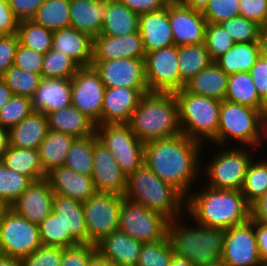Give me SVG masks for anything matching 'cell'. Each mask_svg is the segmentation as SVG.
Returning a JSON list of instances; mask_svg holds the SVG:
<instances>
[{
    "label": "cell",
    "mask_w": 267,
    "mask_h": 266,
    "mask_svg": "<svg viewBox=\"0 0 267 266\" xmlns=\"http://www.w3.org/2000/svg\"><path fill=\"white\" fill-rule=\"evenodd\" d=\"M13 95L32 98L43 78L41 74L32 73L11 65L1 78Z\"/></svg>",
    "instance_id": "7bdbcfd3"
},
{
    "label": "cell",
    "mask_w": 267,
    "mask_h": 266,
    "mask_svg": "<svg viewBox=\"0 0 267 266\" xmlns=\"http://www.w3.org/2000/svg\"><path fill=\"white\" fill-rule=\"evenodd\" d=\"M265 119L267 120V110H266V112H265Z\"/></svg>",
    "instance_id": "09005b40"
},
{
    "label": "cell",
    "mask_w": 267,
    "mask_h": 266,
    "mask_svg": "<svg viewBox=\"0 0 267 266\" xmlns=\"http://www.w3.org/2000/svg\"><path fill=\"white\" fill-rule=\"evenodd\" d=\"M139 14L116 0H105V17L100 35L119 37L139 32Z\"/></svg>",
    "instance_id": "f546056e"
},
{
    "label": "cell",
    "mask_w": 267,
    "mask_h": 266,
    "mask_svg": "<svg viewBox=\"0 0 267 266\" xmlns=\"http://www.w3.org/2000/svg\"><path fill=\"white\" fill-rule=\"evenodd\" d=\"M105 88L99 74L92 66L80 67L71 78L72 105L96 125H101Z\"/></svg>",
    "instance_id": "5bb4252c"
},
{
    "label": "cell",
    "mask_w": 267,
    "mask_h": 266,
    "mask_svg": "<svg viewBox=\"0 0 267 266\" xmlns=\"http://www.w3.org/2000/svg\"><path fill=\"white\" fill-rule=\"evenodd\" d=\"M183 222L181 216L169 222L168 236L175 253L196 266H210L221 261L225 230Z\"/></svg>",
    "instance_id": "277c9868"
},
{
    "label": "cell",
    "mask_w": 267,
    "mask_h": 266,
    "mask_svg": "<svg viewBox=\"0 0 267 266\" xmlns=\"http://www.w3.org/2000/svg\"><path fill=\"white\" fill-rule=\"evenodd\" d=\"M0 266H23L22 261L11 256L0 254Z\"/></svg>",
    "instance_id": "2644e50d"
},
{
    "label": "cell",
    "mask_w": 267,
    "mask_h": 266,
    "mask_svg": "<svg viewBox=\"0 0 267 266\" xmlns=\"http://www.w3.org/2000/svg\"><path fill=\"white\" fill-rule=\"evenodd\" d=\"M142 244L117 230L97 243L96 249L114 266H137Z\"/></svg>",
    "instance_id": "d4e9b609"
},
{
    "label": "cell",
    "mask_w": 267,
    "mask_h": 266,
    "mask_svg": "<svg viewBox=\"0 0 267 266\" xmlns=\"http://www.w3.org/2000/svg\"><path fill=\"white\" fill-rule=\"evenodd\" d=\"M235 43L259 42L260 25L243 16H236L221 22Z\"/></svg>",
    "instance_id": "681fc988"
},
{
    "label": "cell",
    "mask_w": 267,
    "mask_h": 266,
    "mask_svg": "<svg viewBox=\"0 0 267 266\" xmlns=\"http://www.w3.org/2000/svg\"><path fill=\"white\" fill-rule=\"evenodd\" d=\"M46 179L55 194L80 202L87 201L97 193L91 176L77 173L64 165L54 168Z\"/></svg>",
    "instance_id": "7402d4cb"
},
{
    "label": "cell",
    "mask_w": 267,
    "mask_h": 266,
    "mask_svg": "<svg viewBox=\"0 0 267 266\" xmlns=\"http://www.w3.org/2000/svg\"><path fill=\"white\" fill-rule=\"evenodd\" d=\"M91 66L106 88H148L144 58L92 61Z\"/></svg>",
    "instance_id": "2e32d148"
},
{
    "label": "cell",
    "mask_w": 267,
    "mask_h": 266,
    "mask_svg": "<svg viewBox=\"0 0 267 266\" xmlns=\"http://www.w3.org/2000/svg\"><path fill=\"white\" fill-rule=\"evenodd\" d=\"M124 196L99 193L82 202L88 244L96 245L119 228V217Z\"/></svg>",
    "instance_id": "7c38bea8"
},
{
    "label": "cell",
    "mask_w": 267,
    "mask_h": 266,
    "mask_svg": "<svg viewBox=\"0 0 267 266\" xmlns=\"http://www.w3.org/2000/svg\"><path fill=\"white\" fill-rule=\"evenodd\" d=\"M54 195L46 178L31 182L10 208L38 225L53 211Z\"/></svg>",
    "instance_id": "d6986e66"
},
{
    "label": "cell",
    "mask_w": 267,
    "mask_h": 266,
    "mask_svg": "<svg viewBox=\"0 0 267 266\" xmlns=\"http://www.w3.org/2000/svg\"><path fill=\"white\" fill-rule=\"evenodd\" d=\"M265 140H267V120L264 118L262 120L261 141H260L259 148L263 146L262 145L263 143H266L264 142Z\"/></svg>",
    "instance_id": "753ad0ef"
},
{
    "label": "cell",
    "mask_w": 267,
    "mask_h": 266,
    "mask_svg": "<svg viewBox=\"0 0 267 266\" xmlns=\"http://www.w3.org/2000/svg\"><path fill=\"white\" fill-rule=\"evenodd\" d=\"M105 0H70V27L91 35L101 33Z\"/></svg>",
    "instance_id": "83f0119b"
},
{
    "label": "cell",
    "mask_w": 267,
    "mask_h": 266,
    "mask_svg": "<svg viewBox=\"0 0 267 266\" xmlns=\"http://www.w3.org/2000/svg\"><path fill=\"white\" fill-rule=\"evenodd\" d=\"M261 266H267V262H263Z\"/></svg>",
    "instance_id": "b9fcfbb0"
},
{
    "label": "cell",
    "mask_w": 267,
    "mask_h": 266,
    "mask_svg": "<svg viewBox=\"0 0 267 266\" xmlns=\"http://www.w3.org/2000/svg\"><path fill=\"white\" fill-rule=\"evenodd\" d=\"M31 180L5 167L0 161V198L9 206L27 189Z\"/></svg>",
    "instance_id": "bcb514c9"
},
{
    "label": "cell",
    "mask_w": 267,
    "mask_h": 266,
    "mask_svg": "<svg viewBox=\"0 0 267 266\" xmlns=\"http://www.w3.org/2000/svg\"><path fill=\"white\" fill-rule=\"evenodd\" d=\"M204 147L206 146L182 133L171 138L149 141L144 143V164L187 198L195 180L202 177L200 163Z\"/></svg>",
    "instance_id": "6da1fadb"
},
{
    "label": "cell",
    "mask_w": 267,
    "mask_h": 266,
    "mask_svg": "<svg viewBox=\"0 0 267 266\" xmlns=\"http://www.w3.org/2000/svg\"><path fill=\"white\" fill-rule=\"evenodd\" d=\"M88 266H114L108 259L96 251L88 261Z\"/></svg>",
    "instance_id": "003e7915"
},
{
    "label": "cell",
    "mask_w": 267,
    "mask_h": 266,
    "mask_svg": "<svg viewBox=\"0 0 267 266\" xmlns=\"http://www.w3.org/2000/svg\"><path fill=\"white\" fill-rule=\"evenodd\" d=\"M96 134L127 177L144 164V143L128 124L96 125Z\"/></svg>",
    "instance_id": "30bf717a"
},
{
    "label": "cell",
    "mask_w": 267,
    "mask_h": 266,
    "mask_svg": "<svg viewBox=\"0 0 267 266\" xmlns=\"http://www.w3.org/2000/svg\"><path fill=\"white\" fill-rule=\"evenodd\" d=\"M17 36L19 43L45 54L52 48L53 31L36 24L33 20L19 21Z\"/></svg>",
    "instance_id": "b9f144b4"
},
{
    "label": "cell",
    "mask_w": 267,
    "mask_h": 266,
    "mask_svg": "<svg viewBox=\"0 0 267 266\" xmlns=\"http://www.w3.org/2000/svg\"><path fill=\"white\" fill-rule=\"evenodd\" d=\"M169 222L162 213L123 197L118 230L141 243L166 239L169 235Z\"/></svg>",
    "instance_id": "9c48e42d"
},
{
    "label": "cell",
    "mask_w": 267,
    "mask_h": 266,
    "mask_svg": "<svg viewBox=\"0 0 267 266\" xmlns=\"http://www.w3.org/2000/svg\"><path fill=\"white\" fill-rule=\"evenodd\" d=\"M52 48L73 59L80 67L92 64L93 37L73 27L53 31Z\"/></svg>",
    "instance_id": "cb8c5ba5"
},
{
    "label": "cell",
    "mask_w": 267,
    "mask_h": 266,
    "mask_svg": "<svg viewBox=\"0 0 267 266\" xmlns=\"http://www.w3.org/2000/svg\"><path fill=\"white\" fill-rule=\"evenodd\" d=\"M184 6L203 12L210 0H179Z\"/></svg>",
    "instance_id": "e7e4bbea"
},
{
    "label": "cell",
    "mask_w": 267,
    "mask_h": 266,
    "mask_svg": "<svg viewBox=\"0 0 267 266\" xmlns=\"http://www.w3.org/2000/svg\"><path fill=\"white\" fill-rule=\"evenodd\" d=\"M12 96L10 88L0 78V109L10 101Z\"/></svg>",
    "instance_id": "03108f58"
},
{
    "label": "cell",
    "mask_w": 267,
    "mask_h": 266,
    "mask_svg": "<svg viewBox=\"0 0 267 266\" xmlns=\"http://www.w3.org/2000/svg\"><path fill=\"white\" fill-rule=\"evenodd\" d=\"M170 266H196V265L192 264L190 261L174 253L170 262Z\"/></svg>",
    "instance_id": "8c879c8a"
},
{
    "label": "cell",
    "mask_w": 267,
    "mask_h": 266,
    "mask_svg": "<svg viewBox=\"0 0 267 266\" xmlns=\"http://www.w3.org/2000/svg\"><path fill=\"white\" fill-rule=\"evenodd\" d=\"M256 158V161H255ZM246 202L251 206L267 192V159L254 157L245 175L241 189Z\"/></svg>",
    "instance_id": "60d3db41"
},
{
    "label": "cell",
    "mask_w": 267,
    "mask_h": 266,
    "mask_svg": "<svg viewBox=\"0 0 267 266\" xmlns=\"http://www.w3.org/2000/svg\"><path fill=\"white\" fill-rule=\"evenodd\" d=\"M174 96L181 133L209 146L217 137L221 100L196 95L185 88L175 91Z\"/></svg>",
    "instance_id": "8992f818"
},
{
    "label": "cell",
    "mask_w": 267,
    "mask_h": 266,
    "mask_svg": "<svg viewBox=\"0 0 267 266\" xmlns=\"http://www.w3.org/2000/svg\"><path fill=\"white\" fill-rule=\"evenodd\" d=\"M128 125L142 143L180 135L178 107L174 93L144 94L133 111Z\"/></svg>",
    "instance_id": "3957f363"
},
{
    "label": "cell",
    "mask_w": 267,
    "mask_h": 266,
    "mask_svg": "<svg viewBox=\"0 0 267 266\" xmlns=\"http://www.w3.org/2000/svg\"><path fill=\"white\" fill-rule=\"evenodd\" d=\"M41 245L38 225L9 208L0 223V254L22 261Z\"/></svg>",
    "instance_id": "8fae6325"
},
{
    "label": "cell",
    "mask_w": 267,
    "mask_h": 266,
    "mask_svg": "<svg viewBox=\"0 0 267 266\" xmlns=\"http://www.w3.org/2000/svg\"><path fill=\"white\" fill-rule=\"evenodd\" d=\"M91 177L97 192L124 196L127 188V176L120 169L111 152L100 141L93 147Z\"/></svg>",
    "instance_id": "ac0fdd59"
},
{
    "label": "cell",
    "mask_w": 267,
    "mask_h": 266,
    "mask_svg": "<svg viewBox=\"0 0 267 266\" xmlns=\"http://www.w3.org/2000/svg\"><path fill=\"white\" fill-rule=\"evenodd\" d=\"M148 88H105L101 124H128Z\"/></svg>",
    "instance_id": "ffe728a7"
},
{
    "label": "cell",
    "mask_w": 267,
    "mask_h": 266,
    "mask_svg": "<svg viewBox=\"0 0 267 266\" xmlns=\"http://www.w3.org/2000/svg\"><path fill=\"white\" fill-rule=\"evenodd\" d=\"M261 56L259 42L235 43L215 63L226 73L250 72Z\"/></svg>",
    "instance_id": "e575fe53"
},
{
    "label": "cell",
    "mask_w": 267,
    "mask_h": 266,
    "mask_svg": "<svg viewBox=\"0 0 267 266\" xmlns=\"http://www.w3.org/2000/svg\"><path fill=\"white\" fill-rule=\"evenodd\" d=\"M31 20L51 31L70 27V0H44Z\"/></svg>",
    "instance_id": "f35d334b"
},
{
    "label": "cell",
    "mask_w": 267,
    "mask_h": 266,
    "mask_svg": "<svg viewBox=\"0 0 267 266\" xmlns=\"http://www.w3.org/2000/svg\"><path fill=\"white\" fill-rule=\"evenodd\" d=\"M239 6L240 16L260 25L267 11V0H240Z\"/></svg>",
    "instance_id": "6f0895ef"
},
{
    "label": "cell",
    "mask_w": 267,
    "mask_h": 266,
    "mask_svg": "<svg viewBox=\"0 0 267 266\" xmlns=\"http://www.w3.org/2000/svg\"><path fill=\"white\" fill-rule=\"evenodd\" d=\"M229 75L215 62L198 72L186 84L185 89L196 95L225 100Z\"/></svg>",
    "instance_id": "4dcf8cb0"
},
{
    "label": "cell",
    "mask_w": 267,
    "mask_h": 266,
    "mask_svg": "<svg viewBox=\"0 0 267 266\" xmlns=\"http://www.w3.org/2000/svg\"><path fill=\"white\" fill-rule=\"evenodd\" d=\"M33 112L31 98L13 95L0 109V125L10 129Z\"/></svg>",
    "instance_id": "c3c4849f"
},
{
    "label": "cell",
    "mask_w": 267,
    "mask_h": 266,
    "mask_svg": "<svg viewBox=\"0 0 267 266\" xmlns=\"http://www.w3.org/2000/svg\"><path fill=\"white\" fill-rule=\"evenodd\" d=\"M124 197L162 213L169 220L186 214V198L145 164L127 177Z\"/></svg>",
    "instance_id": "5b68a950"
},
{
    "label": "cell",
    "mask_w": 267,
    "mask_h": 266,
    "mask_svg": "<svg viewBox=\"0 0 267 266\" xmlns=\"http://www.w3.org/2000/svg\"><path fill=\"white\" fill-rule=\"evenodd\" d=\"M145 55L146 52L140 32L119 37L99 34L93 38L92 61L145 58Z\"/></svg>",
    "instance_id": "44dd1931"
},
{
    "label": "cell",
    "mask_w": 267,
    "mask_h": 266,
    "mask_svg": "<svg viewBox=\"0 0 267 266\" xmlns=\"http://www.w3.org/2000/svg\"><path fill=\"white\" fill-rule=\"evenodd\" d=\"M53 212L60 215L66 229L80 244H88V232L82 202L55 194Z\"/></svg>",
    "instance_id": "d6a6232c"
},
{
    "label": "cell",
    "mask_w": 267,
    "mask_h": 266,
    "mask_svg": "<svg viewBox=\"0 0 267 266\" xmlns=\"http://www.w3.org/2000/svg\"><path fill=\"white\" fill-rule=\"evenodd\" d=\"M48 131L46 115L33 110L29 116L9 129V145L38 150Z\"/></svg>",
    "instance_id": "f1b7e54d"
},
{
    "label": "cell",
    "mask_w": 267,
    "mask_h": 266,
    "mask_svg": "<svg viewBox=\"0 0 267 266\" xmlns=\"http://www.w3.org/2000/svg\"><path fill=\"white\" fill-rule=\"evenodd\" d=\"M71 79H43L31 98L34 111L45 115L72 105Z\"/></svg>",
    "instance_id": "484cf974"
},
{
    "label": "cell",
    "mask_w": 267,
    "mask_h": 266,
    "mask_svg": "<svg viewBox=\"0 0 267 266\" xmlns=\"http://www.w3.org/2000/svg\"><path fill=\"white\" fill-rule=\"evenodd\" d=\"M249 148L238 144H233L232 147L230 145L229 148L218 146L212 160L201 167V171L205 172L201 173L202 176L204 174V177L209 178L205 185L215 189L241 191L247 168L253 157H256L253 152H257L256 149Z\"/></svg>",
    "instance_id": "ba28073f"
},
{
    "label": "cell",
    "mask_w": 267,
    "mask_h": 266,
    "mask_svg": "<svg viewBox=\"0 0 267 266\" xmlns=\"http://www.w3.org/2000/svg\"><path fill=\"white\" fill-rule=\"evenodd\" d=\"M210 266H227V265L224 264L222 261H219L215 265H210Z\"/></svg>",
    "instance_id": "2a66077c"
},
{
    "label": "cell",
    "mask_w": 267,
    "mask_h": 266,
    "mask_svg": "<svg viewBox=\"0 0 267 266\" xmlns=\"http://www.w3.org/2000/svg\"><path fill=\"white\" fill-rule=\"evenodd\" d=\"M254 233L258 245L260 259L267 262V226L254 221Z\"/></svg>",
    "instance_id": "be15d7a7"
},
{
    "label": "cell",
    "mask_w": 267,
    "mask_h": 266,
    "mask_svg": "<svg viewBox=\"0 0 267 266\" xmlns=\"http://www.w3.org/2000/svg\"><path fill=\"white\" fill-rule=\"evenodd\" d=\"M250 218L267 226V192L250 206Z\"/></svg>",
    "instance_id": "6125c7cd"
},
{
    "label": "cell",
    "mask_w": 267,
    "mask_h": 266,
    "mask_svg": "<svg viewBox=\"0 0 267 266\" xmlns=\"http://www.w3.org/2000/svg\"><path fill=\"white\" fill-rule=\"evenodd\" d=\"M19 20L9 7L8 0H0V34H16Z\"/></svg>",
    "instance_id": "91938a15"
},
{
    "label": "cell",
    "mask_w": 267,
    "mask_h": 266,
    "mask_svg": "<svg viewBox=\"0 0 267 266\" xmlns=\"http://www.w3.org/2000/svg\"><path fill=\"white\" fill-rule=\"evenodd\" d=\"M44 0H8L10 9L19 20H31Z\"/></svg>",
    "instance_id": "680465c9"
},
{
    "label": "cell",
    "mask_w": 267,
    "mask_h": 266,
    "mask_svg": "<svg viewBox=\"0 0 267 266\" xmlns=\"http://www.w3.org/2000/svg\"><path fill=\"white\" fill-rule=\"evenodd\" d=\"M44 54L25 47L20 43L15 52L14 65L25 71L41 74Z\"/></svg>",
    "instance_id": "f5cc1de1"
},
{
    "label": "cell",
    "mask_w": 267,
    "mask_h": 266,
    "mask_svg": "<svg viewBox=\"0 0 267 266\" xmlns=\"http://www.w3.org/2000/svg\"><path fill=\"white\" fill-rule=\"evenodd\" d=\"M259 45L261 56L267 59V30L260 29Z\"/></svg>",
    "instance_id": "89a4df30"
},
{
    "label": "cell",
    "mask_w": 267,
    "mask_h": 266,
    "mask_svg": "<svg viewBox=\"0 0 267 266\" xmlns=\"http://www.w3.org/2000/svg\"><path fill=\"white\" fill-rule=\"evenodd\" d=\"M169 21L174 45H197L205 41L207 20L201 11L184 6L179 0L169 2Z\"/></svg>",
    "instance_id": "e0dca14e"
},
{
    "label": "cell",
    "mask_w": 267,
    "mask_h": 266,
    "mask_svg": "<svg viewBox=\"0 0 267 266\" xmlns=\"http://www.w3.org/2000/svg\"><path fill=\"white\" fill-rule=\"evenodd\" d=\"M174 253L169 236L161 241L143 243L137 266H170Z\"/></svg>",
    "instance_id": "f6af8a7d"
},
{
    "label": "cell",
    "mask_w": 267,
    "mask_h": 266,
    "mask_svg": "<svg viewBox=\"0 0 267 266\" xmlns=\"http://www.w3.org/2000/svg\"><path fill=\"white\" fill-rule=\"evenodd\" d=\"M9 147V130L0 125V158Z\"/></svg>",
    "instance_id": "a7ac6f4b"
},
{
    "label": "cell",
    "mask_w": 267,
    "mask_h": 266,
    "mask_svg": "<svg viewBox=\"0 0 267 266\" xmlns=\"http://www.w3.org/2000/svg\"><path fill=\"white\" fill-rule=\"evenodd\" d=\"M46 117L50 131L62 132L75 138L96 133V124L73 105L49 112Z\"/></svg>",
    "instance_id": "4316f807"
},
{
    "label": "cell",
    "mask_w": 267,
    "mask_h": 266,
    "mask_svg": "<svg viewBox=\"0 0 267 266\" xmlns=\"http://www.w3.org/2000/svg\"><path fill=\"white\" fill-rule=\"evenodd\" d=\"M97 251L96 245L79 244L71 248H63L60 266H88L90 257Z\"/></svg>",
    "instance_id": "db71d44e"
},
{
    "label": "cell",
    "mask_w": 267,
    "mask_h": 266,
    "mask_svg": "<svg viewBox=\"0 0 267 266\" xmlns=\"http://www.w3.org/2000/svg\"><path fill=\"white\" fill-rule=\"evenodd\" d=\"M186 198V214L193 222L227 230L250 220V205L238 190L215 189L202 185ZM194 192V193H193Z\"/></svg>",
    "instance_id": "7a4b0ae2"
},
{
    "label": "cell",
    "mask_w": 267,
    "mask_h": 266,
    "mask_svg": "<svg viewBox=\"0 0 267 266\" xmlns=\"http://www.w3.org/2000/svg\"><path fill=\"white\" fill-rule=\"evenodd\" d=\"M97 134L75 138L67 153L64 166L82 175L93 173V147L98 142Z\"/></svg>",
    "instance_id": "74e56055"
},
{
    "label": "cell",
    "mask_w": 267,
    "mask_h": 266,
    "mask_svg": "<svg viewBox=\"0 0 267 266\" xmlns=\"http://www.w3.org/2000/svg\"><path fill=\"white\" fill-rule=\"evenodd\" d=\"M79 68L73 59L51 48L44 54L41 75L43 79H71Z\"/></svg>",
    "instance_id": "ee69618b"
},
{
    "label": "cell",
    "mask_w": 267,
    "mask_h": 266,
    "mask_svg": "<svg viewBox=\"0 0 267 266\" xmlns=\"http://www.w3.org/2000/svg\"><path fill=\"white\" fill-rule=\"evenodd\" d=\"M204 44L208 50L210 59L215 62L224 55L235 42L221 24L207 22Z\"/></svg>",
    "instance_id": "7dc6e473"
},
{
    "label": "cell",
    "mask_w": 267,
    "mask_h": 266,
    "mask_svg": "<svg viewBox=\"0 0 267 266\" xmlns=\"http://www.w3.org/2000/svg\"><path fill=\"white\" fill-rule=\"evenodd\" d=\"M9 208L10 206L3 199L0 198V223L4 217V214Z\"/></svg>",
    "instance_id": "34e18365"
},
{
    "label": "cell",
    "mask_w": 267,
    "mask_h": 266,
    "mask_svg": "<svg viewBox=\"0 0 267 266\" xmlns=\"http://www.w3.org/2000/svg\"><path fill=\"white\" fill-rule=\"evenodd\" d=\"M225 100L261 111L264 115L267 105L260 99L249 72L229 74Z\"/></svg>",
    "instance_id": "836d02e7"
},
{
    "label": "cell",
    "mask_w": 267,
    "mask_h": 266,
    "mask_svg": "<svg viewBox=\"0 0 267 266\" xmlns=\"http://www.w3.org/2000/svg\"><path fill=\"white\" fill-rule=\"evenodd\" d=\"M144 61L149 92L174 93L180 90L178 46L172 45L148 52Z\"/></svg>",
    "instance_id": "4fadbf2b"
},
{
    "label": "cell",
    "mask_w": 267,
    "mask_h": 266,
    "mask_svg": "<svg viewBox=\"0 0 267 266\" xmlns=\"http://www.w3.org/2000/svg\"><path fill=\"white\" fill-rule=\"evenodd\" d=\"M260 29L267 30V11H266V14H265V17H264L262 23L260 24Z\"/></svg>",
    "instance_id": "11e5206c"
},
{
    "label": "cell",
    "mask_w": 267,
    "mask_h": 266,
    "mask_svg": "<svg viewBox=\"0 0 267 266\" xmlns=\"http://www.w3.org/2000/svg\"><path fill=\"white\" fill-rule=\"evenodd\" d=\"M265 115L248 106L221 101L217 137L212 141L217 146H228L230 140L243 147L259 149L262 120ZM258 148V149H257Z\"/></svg>",
    "instance_id": "52a82bcc"
},
{
    "label": "cell",
    "mask_w": 267,
    "mask_h": 266,
    "mask_svg": "<svg viewBox=\"0 0 267 266\" xmlns=\"http://www.w3.org/2000/svg\"><path fill=\"white\" fill-rule=\"evenodd\" d=\"M41 244L44 246H58L71 248L80 243L66 229L60 215L53 211L38 224Z\"/></svg>",
    "instance_id": "ab89813d"
},
{
    "label": "cell",
    "mask_w": 267,
    "mask_h": 266,
    "mask_svg": "<svg viewBox=\"0 0 267 266\" xmlns=\"http://www.w3.org/2000/svg\"><path fill=\"white\" fill-rule=\"evenodd\" d=\"M260 99L267 105V59L260 56L250 72Z\"/></svg>",
    "instance_id": "9f6ffc18"
},
{
    "label": "cell",
    "mask_w": 267,
    "mask_h": 266,
    "mask_svg": "<svg viewBox=\"0 0 267 266\" xmlns=\"http://www.w3.org/2000/svg\"><path fill=\"white\" fill-rule=\"evenodd\" d=\"M0 161L8 169L28 177L32 182L47 177L37 149L18 148L9 145L6 152L1 156Z\"/></svg>",
    "instance_id": "1f68e13d"
},
{
    "label": "cell",
    "mask_w": 267,
    "mask_h": 266,
    "mask_svg": "<svg viewBox=\"0 0 267 266\" xmlns=\"http://www.w3.org/2000/svg\"><path fill=\"white\" fill-rule=\"evenodd\" d=\"M75 137L57 131H48L38 151L44 172L63 166Z\"/></svg>",
    "instance_id": "d590c367"
},
{
    "label": "cell",
    "mask_w": 267,
    "mask_h": 266,
    "mask_svg": "<svg viewBox=\"0 0 267 266\" xmlns=\"http://www.w3.org/2000/svg\"><path fill=\"white\" fill-rule=\"evenodd\" d=\"M240 0H210L203 16L207 22L221 23L240 15Z\"/></svg>",
    "instance_id": "f907efd6"
},
{
    "label": "cell",
    "mask_w": 267,
    "mask_h": 266,
    "mask_svg": "<svg viewBox=\"0 0 267 266\" xmlns=\"http://www.w3.org/2000/svg\"><path fill=\"white\" fill-rule=\"evenodd\" d=\"M19 44L17 34L2 35L0 37V78L5 71L14 64L15 52Z\"/></svg>",
    "instance_id": "11a10c76"
},
{
    "label": "cell",
    "mask_w": 267,
    "mask_h": 266,
    "mask_svg": "<svg viewBox=\"0 0 267 266\" xmlns=\"http://www.w3.org/2000/svg\"><path fill=\"white\" fill-rule=\"evenodd\" d=\"M221 261L227 266L262 265L251 218L244 224L225 230Z\"/></svg>",
    "instance_id": "9a60e30c"
},
{
    "label": "cell",
    "mask_w": 267,
    "mask_h": 266,
    "mask_svg": "<svg viewBox=\"0 0 267 266\" xmlns=\"http://www.w3.org/2000/svg\"><path fill=\"white\" fill-rule=\"evenodd\" d=\"M139 32L146 53L174 45L169 3L160 10L140 14Z\"/></svg>",
    "instance_id": "603a6c76"
},
{
    "label": "cell",
    "mask_w": 267,
    "mask_h": 266,
    "mask_svg": "<svg viewBox=\"0 0 267 266\" xmlns=\"http://www.w3.org/2000/svg\"><path fill=\"white\" fill-rule=\"evenodd\" d=\"M137 14L149 13L167 6L171 0H116Z\"/></svg>",
    "instance_id": "94428289"
},
{
    "label": "cell",
    "mask_w": 267,
    "mask_h": 266,
    "mask_svg": "<svg viewBox=\"0 0 267 266\" xmlns=\"http://www.w3.org/2000/svg\"><path fill=\"white\" fill-rule=\"evenodd\" d=\"M63 248L41 245L33 253L22 260L23 266H60Z\"/></svg>",
    "instance_id": "816d5d0a"
},
{
    "label": "cell",
    "mask_w": 267,
    "mask_h": 266,
    "mask_svg": "<svg viewBox=\"0 0 267 266\" xmlns=\"http://www.w3.org/2000/svg\"><path fill=\"white\" fill-rule=\"evenodd\" d=\"M212 62L204 43L178 46L177 65L180 74V90L191 78Z\"/></svg>",
    "instance_id": "8d00e7d4"
}]
</instances>
